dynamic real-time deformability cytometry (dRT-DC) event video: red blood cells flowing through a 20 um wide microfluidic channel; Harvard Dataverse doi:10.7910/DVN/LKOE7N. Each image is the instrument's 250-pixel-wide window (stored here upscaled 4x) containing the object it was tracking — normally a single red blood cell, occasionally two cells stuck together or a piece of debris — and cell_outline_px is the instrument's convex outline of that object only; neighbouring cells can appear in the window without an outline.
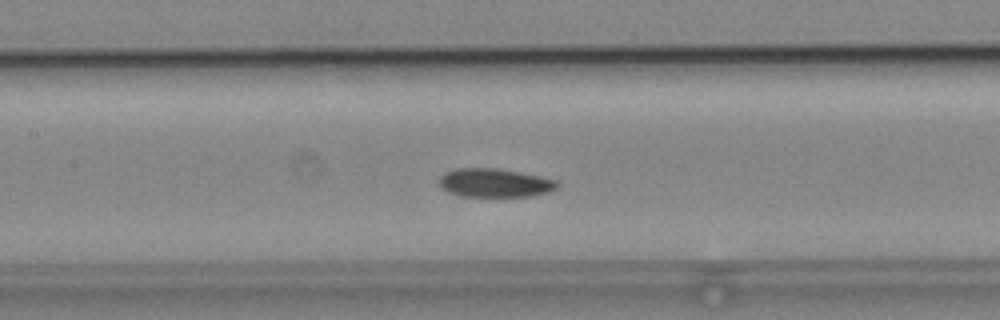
{"species": "common noctule bat (a hibernating species)", "species_latin": "Nyctalus noctula", "temperature_condition": "cold", "stored_images_in_passage": 37, "camera_frame_rate_fps": 3000, "um_per_image_px": 0.085, "animal": {"sex": "male", "body_mass_g": 19.2, "forearm_length_mm": 51.8}, "frame": {"image": 1, "passage_image": 9, "time_ms": 2.667, "image_size_px": [1000, 320], "cell_outline_px": [[560, 184], [556, 188], [548, 192], [532, 196], [460, 196], [448, 192], [440, 184], [440, 176], [444, 172], [456, 168], [496, 168], [520, 172], [540, 176], [556, 180]], "centroid_in_image_um": [42.06, 15.54], "position_along_channel_um": 165.3, "area_um2": 19.65}}
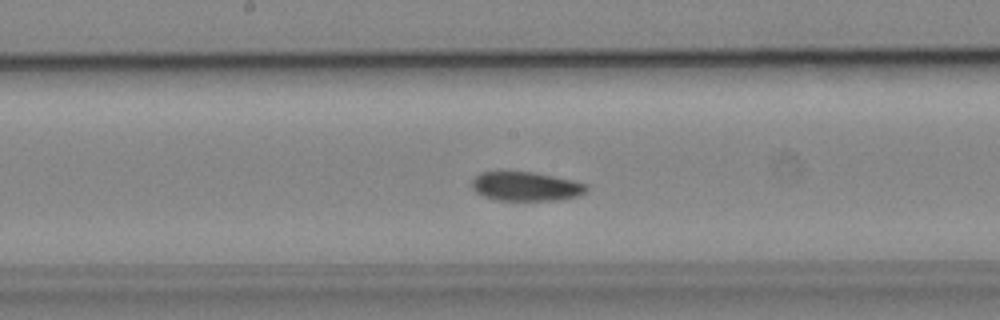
{"frame": {"image": 2, "passage_image": 12, "time_ms": 3.667, "image_size_px": [1000, 320], "cell_outline_px": [[588, 188], [580, 196], [560, 200], [500, 200], [484, 196], [476, 192], [472, 188], [472, 180], [480, 172], [536, 172], [572, 180], [588, 184]], "centroid_in_image_um": [44.74, 15.84], "position_along_channel_um": 203.5, "area_um2": 19.42}}
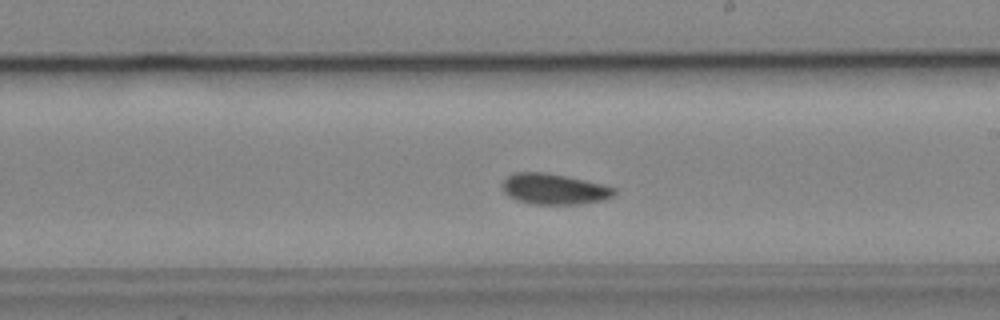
{"frame": {"image": 3, "passage_image": 15, "time_ms": 4.667, "image_size_px": [1000, 320], "cell_outline_px": [[616, 192], [612, 196], [604, 200], [576, 204], [532, 204], [516, 200], [508, 196], [504, 192], [504, 180], [508, 176], [516, 172], [544, 172], [584, 180], [616, 188]], "centroid_in_image_um": [47.09, 16.07], "position_along_channel_um": 241.9, "area_um2": 19.77}}